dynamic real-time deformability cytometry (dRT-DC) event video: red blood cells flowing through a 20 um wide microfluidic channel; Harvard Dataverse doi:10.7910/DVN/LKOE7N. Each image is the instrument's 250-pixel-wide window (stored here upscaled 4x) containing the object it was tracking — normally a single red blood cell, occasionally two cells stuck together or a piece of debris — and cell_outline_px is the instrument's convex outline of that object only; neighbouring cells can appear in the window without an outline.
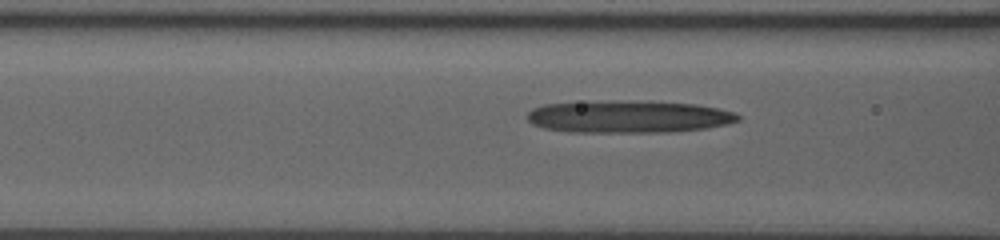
{"species": "human", "species_latin": "Homo sapiens", "temperature_condition": "room temperature", "stored_images_in_passage": 27, "camera_frame_rate_fps": 3000, "um_per_image_px": 0.085, "donor": {"sex": "male"}, "frame": {"image": 1, "passage_image": 11, "time_ms": 1.333, "image_size_px": [1000, 240], "cell_outline_px": [[740, 120], [724, 124], [704, 128], [668, 132], [572, 132], [544, 128], [532, 124], [524, 116], [532, 108], [544, 104], [588, 100], [696, 104], [736, 112], [740, 116]], "centroid_in_image_um": [53.32, 9.91], "position_along_channel_um": 113.3, "area_um2": 39.65}}
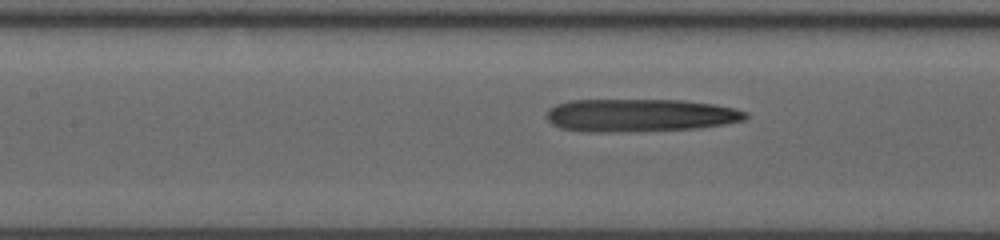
{"frame": {"image": 2, "passage_image": 20, "time_ms": 2.333, "image_size_px": [1000, 240], "cell_outline_px": [[748, 116], [744, 120], [724, 124], [696, 128], [608, 132], [588, 132], [560, 128], [552, 124], [544, 116], [548, 108], [556, 104], [568, 100], [684, 100], [716, 104], [748, 112]], "centroid_in_image_um": [54.35, 9.79], "position_along_channel_um": 153.1, "area_um2": 38.21}}